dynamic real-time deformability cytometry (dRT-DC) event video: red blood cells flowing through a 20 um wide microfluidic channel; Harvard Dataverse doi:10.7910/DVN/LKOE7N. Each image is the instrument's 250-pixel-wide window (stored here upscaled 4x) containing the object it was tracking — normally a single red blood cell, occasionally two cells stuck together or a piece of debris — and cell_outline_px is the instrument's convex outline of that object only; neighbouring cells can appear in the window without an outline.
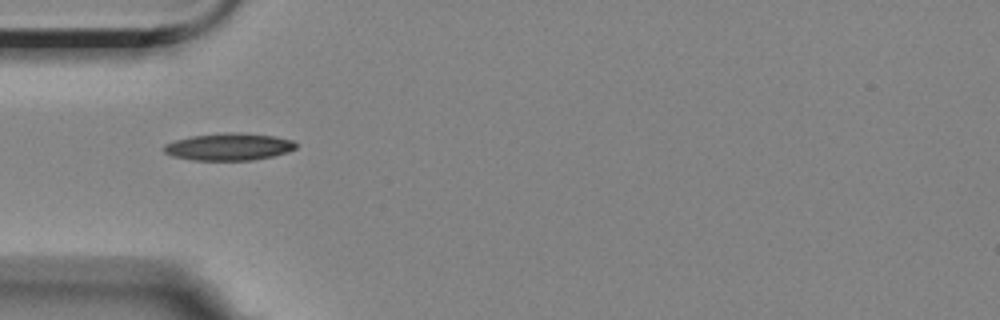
{"species": "Egyptian fruit bat (a non-hibernating species)", "species_latin": "Rousettus aegyptiacus", "temperature_condition": "room temperature", "stored_images_in_passage": 40, "camera_frame_rate_fps": 3000, "um_per_image_px": 0.085, "animal": {"sex": "female"}, "frame": {"image": 1, "passage_image": 1, "time_ms": 0.0, "image_size_px": [1000, 320], "cell_outline_px": [[296, 148], [288, 152], [272, 156], [252, 160], [192, 160], [172, 156], [164, 152], [164, 144], [176, 140], [192, 136], [224, 132], [244, 132], [276, 136], [292, 140], [296, 144]], "centroid_in_image_um": [19.47, 12.46], "position_along_channel_um": 65.5, "area_um2": 21.04}}
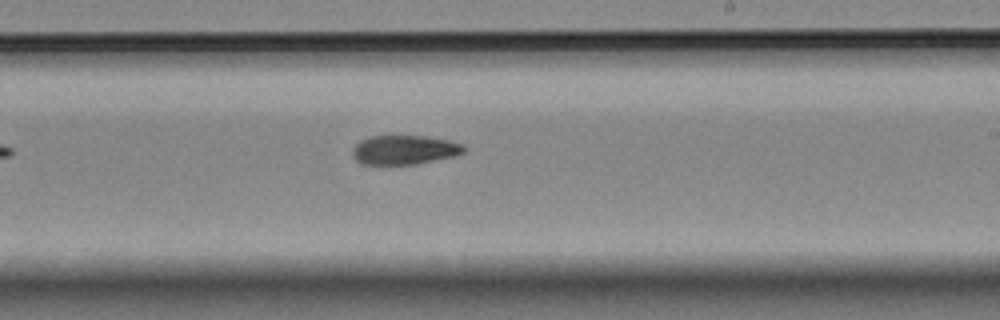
{"frame": {"image": 2, "passage_image": 17, "time_ms": 5.333, "image_size_px": [1000, 320], "cell_outline_px": [[464, 152], [456, 156], [416, 164], [384, 168], [360, 164], [352, 156], [352, 148], [360, 140], [368, 136], [424, 136], [448, 140], [464, 144]], "centroid_in_image_um": [34.29, 12.79], "position_along_channel_um": 254.7, "area_um2": 19.88}}
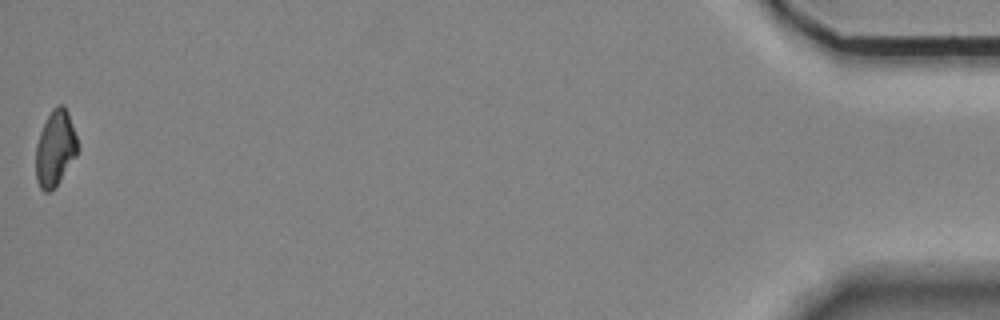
{"frame": {"image": 3, "passage_image": 40, "time_ms": 13.0, "image_size_px": [1000, 320], "cell_outline_px": [[80, 148], [76, 156], [60, 180], [48, 192], [44, 192], [40, 188], [36, 180], [36, 144], [40, 132], [52, 108], [56, 104], [64, 104], [68, 112]], "centroid_in_image_um": [4.7, 12.58], "position_along_channel_um": 430.5, "area_um2": 18.44}, "authors_computed_cell_mechanics": {"area_um2": 19.4786, "velocity_mm_per_s": 3.5424, "shape_relaxation_time_tau1_ms": 4.4066, "shape_relaxation_time_tau2_ms": null, "deformation_change_tau1": 0.1424, "deformation_change_tau2": null}}